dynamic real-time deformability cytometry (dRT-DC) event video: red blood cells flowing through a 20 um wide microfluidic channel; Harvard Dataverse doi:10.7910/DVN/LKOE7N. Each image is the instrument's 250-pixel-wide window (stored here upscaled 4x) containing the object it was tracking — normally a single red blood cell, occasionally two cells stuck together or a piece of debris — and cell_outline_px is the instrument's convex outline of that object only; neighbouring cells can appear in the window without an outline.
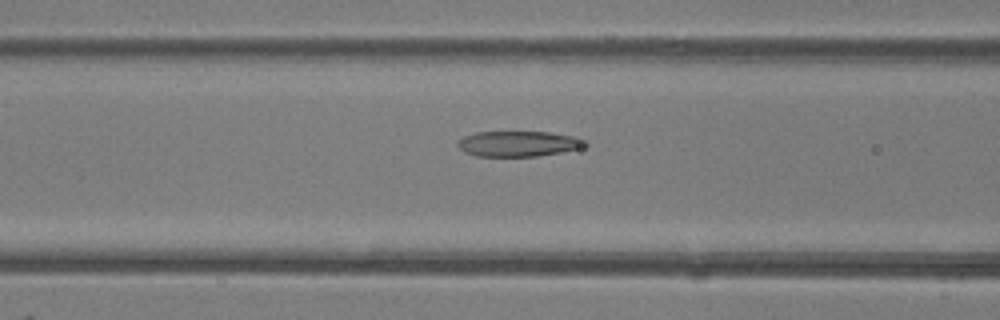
{"species": "common noctule bat (a hibernating species)", "species_latin": "Nyctalus noctula", "temperature_condition": "room temperature", "stored_images_in_passage": 33, "camera_frame_rate_fps": 3000, "um_per_image_px": 0.085, "animal": {"sex": "female"}, "frame": {"image": 1, "passage_image": 9, "time_ms": 2.667, "image_size_px": [1000, 320], "cell_outline_px": [[588, 144], [580, 148], [560, 152], [536, 156], [476, 156], [464, 152], [456, 144], [464, 136], [476, 132], [548, 132], [572, 136], [588, 140]], "centroid_in_image_um": [44.06, 12.21], "position_along_channel_um": 122.5, "area_um2": 18.79}}
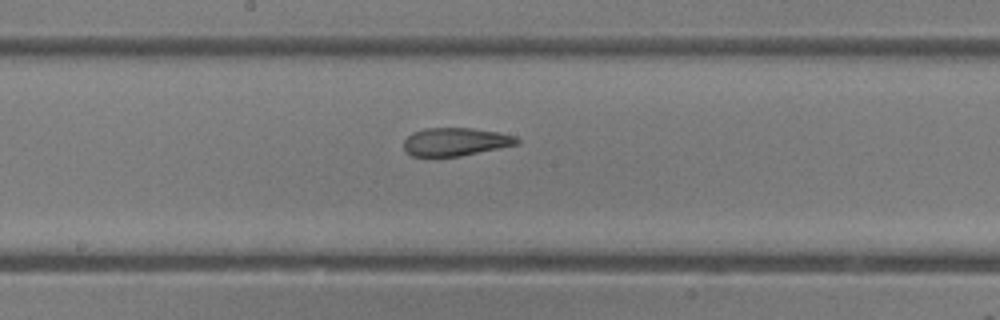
{"frame": {"image": 2, "passage_image": 15, "time_ms": 4.667, "image_size_px": [1000, 320], "cell_outline_px": [[520, 144], [460, 156], [412, 156], [404, 148], [404, 140], [412, 132], [424, 128], [472, 128], [500, 132], [516, 136], [520, 140]], "centroid_in_image_um": [38.75, 12.04], "position_along_channel_um": 209.4, "area_um2": 18.61}}
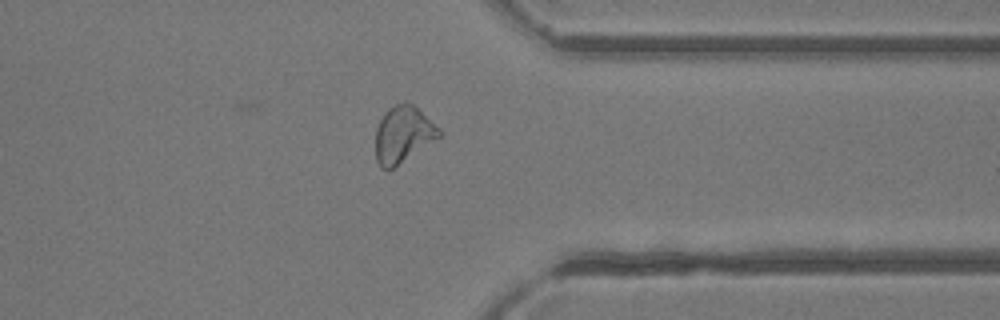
{"frame": {"image": 3, "passage_image": 27, "time_ms": 8.667, "image_size_px": [1000, 320], "cell_outline_px": [[444, 132], [440, 136], [392, 168], [380, 168], [376, 160], [376, 128], [384, 112], [388, 108], [404, 100], [412, 104], [440, 128]], "centroid_in_image_um": [34.25, 11.39], "position_along_channel_um": 377.2, "area_um2": 20.63}}